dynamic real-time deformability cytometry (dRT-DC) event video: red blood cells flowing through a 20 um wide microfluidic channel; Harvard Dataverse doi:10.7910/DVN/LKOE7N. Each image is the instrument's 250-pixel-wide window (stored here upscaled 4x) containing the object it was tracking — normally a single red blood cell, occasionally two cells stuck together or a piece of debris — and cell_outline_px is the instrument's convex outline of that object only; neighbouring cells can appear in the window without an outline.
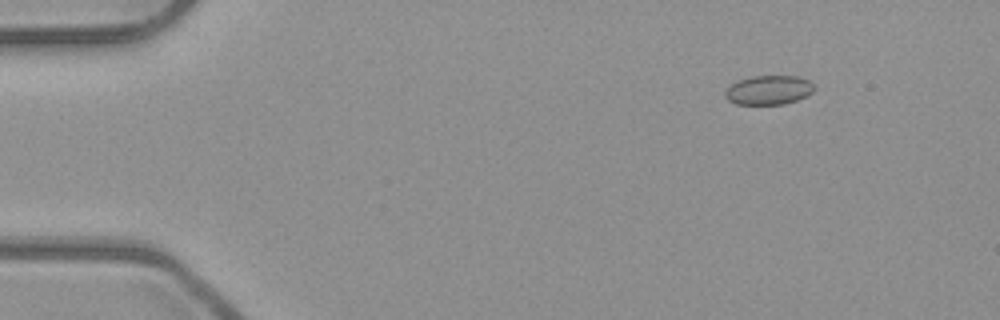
{"species": "common noctule bat (a hibernating species)", "species_latin": "Nyctalus noctula", "temperature_condition": "room temperature", "stored_images_in_passage": 6, "camera_frame_rate_fps": 3000, "um_per_image_px": 0.085, "animal": {"sex": "male", "body_mass_g": 23.1, "forearm_length_mm": 52.7}, "frame": {"image": 1, "passage_image": 2, "time_ms": 0.333, "image_size_px": [1000, 320], "cell_outline_px": [[816, 88], [812, 92], [796, 100], [784, 104], [736, 104], [728, 100], [724, 96], [724, 92], [736, 80], [752, 76], [796, 76], [808, 80]], "centroid_in_image_um": [65.31, 7.65], "position_along_channel_um": 19.7, "area_um2": 15.09}}
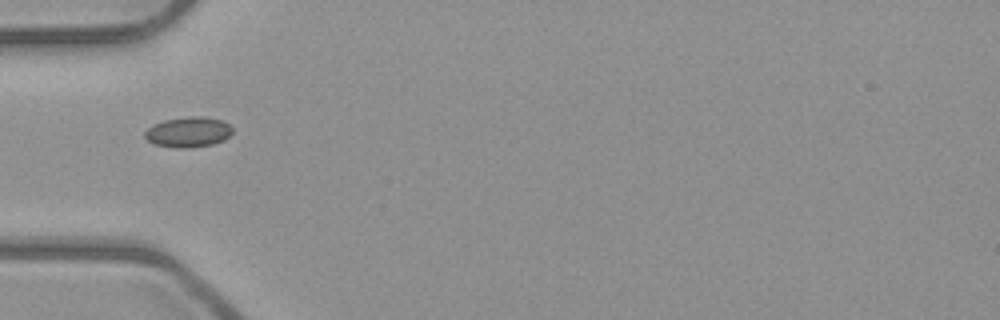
{"frame": {"image": 2, "passage_image": 5, "time_ms": 1.333, "image_size_px": [1000, 320], "cell_outline_px": [[232, 132], [224, 140], [212, 144], [188, 148], [176, 148], [156, 144], [148, 140], [144, 136], [144, 132], [152, 124], [164, 120], [188, 116], [204, 116], [220, 120], [228, 124], [232, 128]], "centroid_in_image_um": [15.99, 11.22], "position_along_channel_um": 69.0, "area_um2": 15.43}}
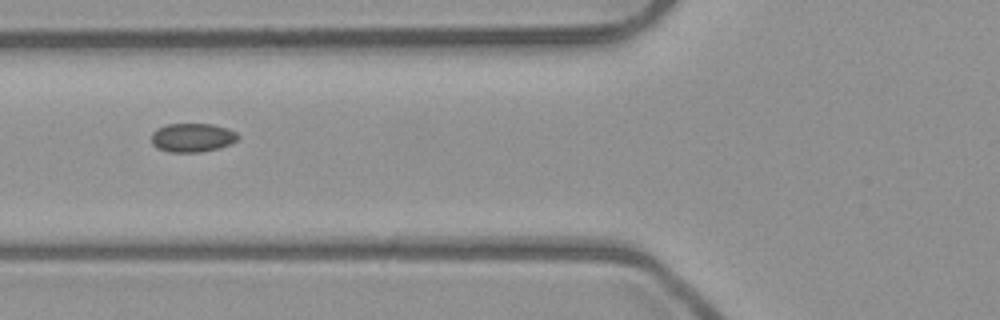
{"frame": {"image": 3, "passage_image": 6, "time_ms": 1.667, "image_size_px": [1000, 320], "cell_outline_px": [[240, 136], [236, 140], [220, 148], [200, 152], [168, 152], [156, 148], [152, 144], [152, 132], [156, 128], [168, 124], [212, 124], [228, 128], [236, 132]], "centroid_in_image_um": [16.33, 11.69], "position_along_channel_um": 109.5, "area_um2": 14.62}}